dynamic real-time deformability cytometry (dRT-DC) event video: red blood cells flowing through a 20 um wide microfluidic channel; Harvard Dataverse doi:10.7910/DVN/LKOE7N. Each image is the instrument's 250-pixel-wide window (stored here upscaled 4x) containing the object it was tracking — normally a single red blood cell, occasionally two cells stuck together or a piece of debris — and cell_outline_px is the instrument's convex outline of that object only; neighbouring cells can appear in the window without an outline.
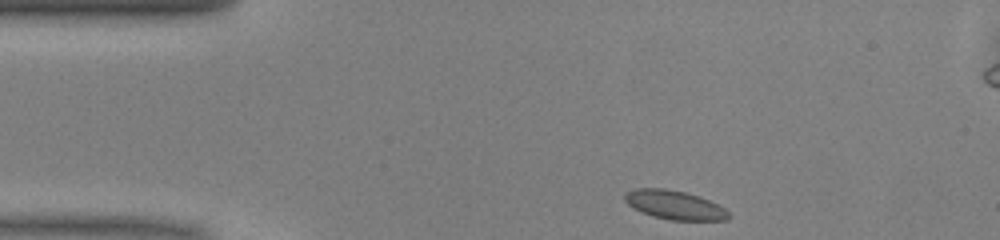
{"species": "common noctule bat (a hibernating species)", "species_latin": "Nyctalus noctula", "temperature_condition": "warm", "stored_images_in_passage": 44, "camera_frame_rate_fps": 3000, "um_per_image_px": 0.085, "animal": {"sex": "male", "body_mass_g": 13.0, "forearm_length_mm": 53.1}, "frame": {"image": 1, "passage_image": 1, "time_ms": 0.0, "image_size_px": [1000, 240], "cell_outline_px": [[732, 216], [728, 220], [672, 220], [652, 216], [632, 208], [624, 200], [624, 196], [628, 192], [636, 188], [664, 188], [684, 192], [700, 196], [724, 208]], "centroid_in_image_um": [57.34, 17.43], "position_along_channel_um": 27.7, "area_um2": 17.46}}
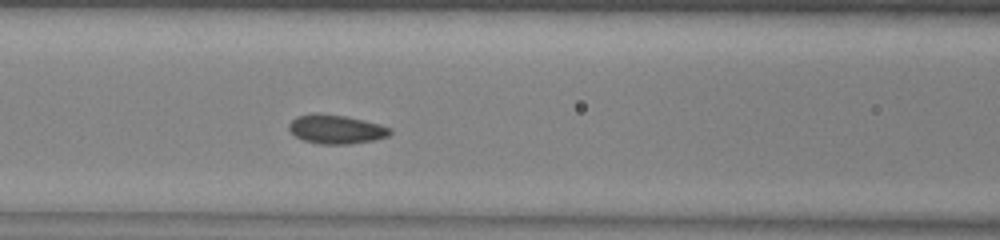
{"frame": {"image": 2, "passage_image": 13, "time_ms": 4.0, "image_size_px": [1000, 240], "cell_outline_px": [[392, 132], [388, 136], [372, 140], [348, 144], [320, 144], [304, 140], [296, 136], [288, 128], [288, 124], [296, 116], [316, 112], [320, 112], [344, 116], [364, 120], [380, 124], [392, 128]], "centroid_in_image_um": [28.56, 10.97], "position_along_channel_um": 138.0, "area_um2": 17.11}}
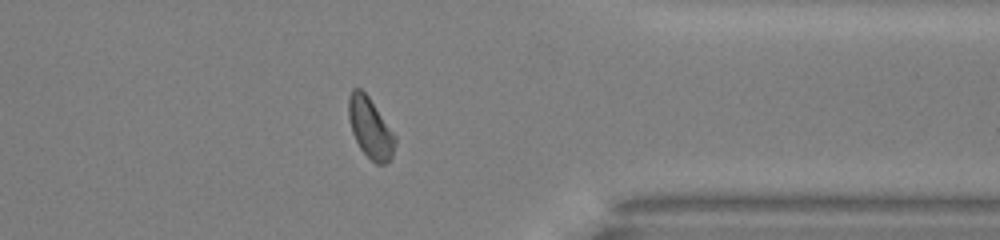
{"frame": {"image": 3, "passage_image": 32, "time_ms": 10.333, "image_size_px": [1000, 240], "cell_outline_px": [[396, 140], [392, 156], [384, 164], [376, 164], [360, 148], [352, 132], [348, 116], [348, 96], [352, 88], [360, 88], [368, 96], [396, 136]], "centroid_in_image_um": [31.46, 10.85], "position_along_channel_um": 379.9, "area_um2": 16.18}, "authors_computed_cell_mechanics": {"area_um2": 16.762, "velocity_mm_per_s": 4.0456, "shape_relaxation_time_tau1_ms": 4.2959, "shape_relaxation_time_tau2_ms": 1.4143, "deformation_change_tau1": 0.066, "deformation_change_tau2": 0.0638}}